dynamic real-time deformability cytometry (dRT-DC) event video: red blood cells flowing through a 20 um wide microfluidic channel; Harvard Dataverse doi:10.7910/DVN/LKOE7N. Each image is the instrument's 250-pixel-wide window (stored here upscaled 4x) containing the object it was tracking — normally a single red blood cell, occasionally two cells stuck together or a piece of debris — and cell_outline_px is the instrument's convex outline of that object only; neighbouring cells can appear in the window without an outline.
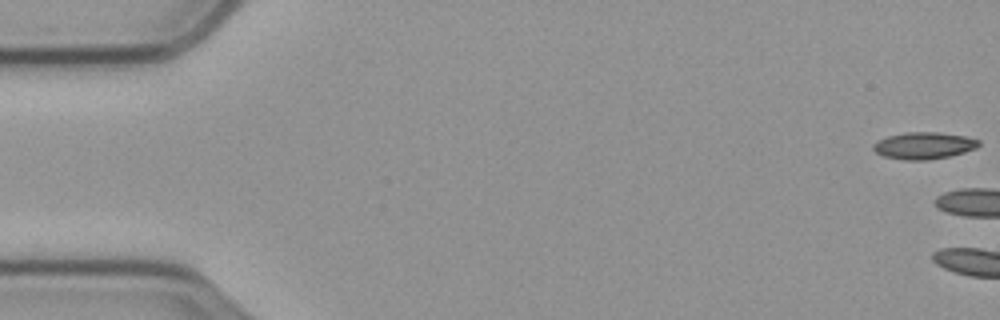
{"species": "common noctule bat (a hibernating species)", "species_latin": "Nyctalus noctula", "temperature_condition": "cold", "stored_images_in_passage": 4, "camera_frame_rate_fps": 3000, "um_per_image_px": 0.085, "animal": {"sex": "male", "body_mass_g": 23.1, "forearm_length_mm": 52.7}, "frame": {"image": 1, "passage_image": 1, "time_ms": 0.0, "image_size_px": [1000, 320], "cell_outline_px": [[980, 144], [976, 148], [964, 152], [948, 156], [928, 160], [904, 160], [884, 156], [876, 152], [872, 148], [872, 144], [888, 136], [904, 132], [936, 132], [964, 136], [980, 140]], "centroid_in_image_um": [78.52, 12.37], "position_along_channel_um": 6.5, "area_um2": 16.42}}